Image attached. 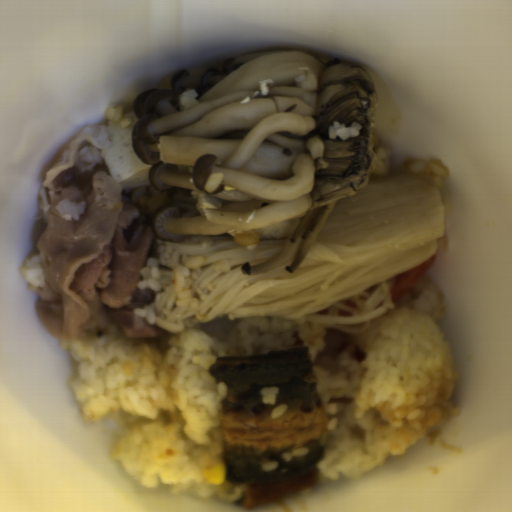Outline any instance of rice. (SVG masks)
<instances>
[{"label":"rice","instance_id":"2","mask_svg":"<svg viewBox=\"0 0 512 512\" xmlns=\"http://www.w3.org/2000/svg\"><path fill=\"white\" fill-rule=\"evenodd\" d=\"M206 261L205 256L190 258L185 264L177 265L172 271L173 288L177 294L175 303L177 307H185L189 310L199 308V299L192 295L190 275L194 270L203 268Z\"/></svg>","mask_w":512,"mask_h":512},{"label":"rice","instance_id":"14","mask_svg":"<svg viewBox=\"0 0 512 512\" xmlns=\"http://www.w3.org/2000/svg\"><path fill=\"white\" fill-rule=\"evenodd\" d=\"M289 409V405L287 404H281L279 405L278 407L274 408L272 410V413H271V418L274 420V419H277V418H280L281 416H283Z\"/></svg>","mask_w":512,"mask_h":512},{"label":"rice","instance_id":"9","mask_svg":"<svg viewBox=\"0 0 512 512\" xmlns=\"http://www.w3.org/2000/svg\"><path fill=\"white\" fill-rule=\"evenodd\" d=\"M197 92L194 89L183 92L179 98V106L181 111L190 110L198 105L196 99Z\"/></svg>","mask_w":512,"mask_h":512},{"label":"rice","instance_id":"13","mask_svg":"<svg viewBox=\"0 0 512 512\" xmlns=\"http://www.w3.org/2000/svg\"><path fill=\"white\" fill-rule=\"evenodd\" d=\"M308 453H309V449L307 447H302V448H297L291 452H283L282 458L288 462L296 457H304V456L308 455Z\"/></svg>","mask_w":512,"mask_h":512},{"label":"rice","instance_id":"7","mask_svg":"<svg viewBox=\"0 0 512 512\" xmlns=\"http://www.w3.org/2000/svg\"><path fill=\"white\" fill-rule=\"evenodd\" d=\"M361 127V124L357 122H352L351 126L348 127L344 123L334 120L333 125L329 126L330 138L333 140L340 137L344 141L350 137H358Z\"/></svg>","mask_w":512,"mask_h":512},{"label":"rice","instance_id":"12","mask_svg":"<svg viewBox=\"0 0 512 512\" xmlns=\"http://www.w3.org/2000/svg\"><path fill=\"white\" fill-rule=\"evenodd\" d=\"M123 113H124V106H123V104H120L118 106L109 107L108 109H106L104 116L108 120L118 122L121 119Z\"/></svg>","mask_w":512,"mask_h":512},{"label":"rice","instance_id":"10","mask_svg":"<svg viewBox=\"0 0 512 512\" xmlns=\"http://www.w3.org/2000/svg\"><path fill=\"white\" fill-rule=\"evenodd\" d=\"M133 315L136 317L144 318L148 324H154L156 321V313L153 308L149 305H145L144 307L133 308Z\"/></svg>","mask_w":512,"mask_h":512},{"label":"rice","instance_id":"11","mask_svg":"<svg viewBox=\"0 0 512 512\" xmlns=\"http://www.w3.org/2000/svg\"><path fill=\"white\" fill-rule=\"evenodd\" d=\"M261 400L267 405H275L280 390L277 387H263L260 391Z\"/></svg>","mask_w":512,"mask_h":512},{"label":"rice","instance_id":"4","mask_svg":"<svg viewBox=\"0 0 512 512\" xmlns=\"http://www.w3.org/2000/svg\"><path fill=\"white\" fill-rule=\"evenodd\" d=\"M19 273L33 287H43L46 283L41 256L38 253L27 258Z\"/></svg>","mask_w":512,"mask_h":512},{"label":"rice","instance_id":"5","mask_svg":"<svg viewBox=\"0 0 512 512\" xmlns=\"http://www.w3.org/2000/svg\"><path fill=\"white\" fill-rule=\"evenodd\" d=\"M160 265V260L149 257L146 265L140 270L141 280L137 283V287L158 292L161 289L159 282L161 276Z\"/></svg>","mask_w":512,"mask_h":512},{"label":"rice","instance_id":"8","mask_svg":"<svg viewBox=\"0 0 512 512\" xmlns=\"http://www.w3.org/2000/svg\"><path fill=\"white\" fill-rule=\"evenodd\" d=\"M234 241L243 247L251 244H258L260 242V232L251 230L239 232L234 236Z\"/></svg>","mask_w":512,"mask_h":512},{"label":"rice","instance_id":"1","mask_svg":"<svg viewBox=\"0 0 512 512\" xmlns=\"http://www.w3.org/2000/svg\"><path fill=\"white\" fill-rule=\"evenodd\" d=\"M446 313L443 293L425 279L399 308L356 333L259 315L152 338L103 329L60 348L77 360L69 386L80 415L116 425L110 456L138 486L237 502L248 483L210 484L204 477L225 464L227 388L209 371L219 357L307 346L328 418L318 483L351 481L461 415L454 404L459 372L439 327Z\"/></svg>","mask_w":512,"mask_h":512},{"label":"rice","instance_id":"3","mask_svg":"<svg viewBox=\"0 0 512 512\" xmlns=\"http://www.w3.org/2000/svg\"><path fill=\"white\" fill-rule=\"evenodd\" d=\"M403 168L408 174L427 177L436 188L445 186L450 176L449 168L441 159L407 160Z\"/></svg>","mask_w":512,"mask_h":512},{"label":"rice","instance_id":"15","mask_svg":"<svg viewBox=\"0 0 512 512\" xmlns=\"http://www.w3.org/2000/svg\"><path fill=\"white\" fill-rule=\"evenodd\" d=\"M261 467H262V470H264V471L272 472L277 469L278 461L273 460V461L262 463Z\"/></svg>","mask_w":512,"mask_h":512},{"label":"rice","instance_id":"6","mask_svg":"<svg viewBox=\"0 0 512 512\" xmlns=\"http://www.w3.org/2000/svg\"><path fill=\"white\" fill-rule=\"evenodd\" d=\"M391 151L389 148L378 146L375 151V157L372 164V174L377 178H387L390 175L392 162L390 159Z\"/></svg>","mask_w":512,"mask_h":512}]
</instances>
